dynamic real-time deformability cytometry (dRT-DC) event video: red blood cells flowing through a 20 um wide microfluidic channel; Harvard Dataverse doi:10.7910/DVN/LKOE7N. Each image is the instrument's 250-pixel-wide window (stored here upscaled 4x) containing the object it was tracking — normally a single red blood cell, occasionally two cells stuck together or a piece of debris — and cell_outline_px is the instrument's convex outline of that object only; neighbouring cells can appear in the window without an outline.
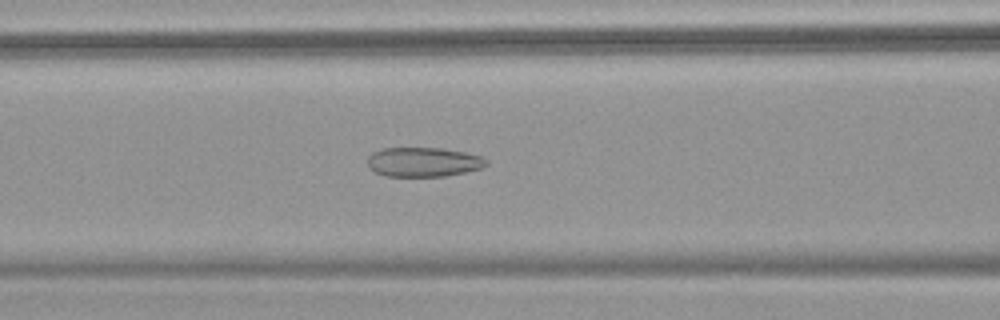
{"species": "common noctule bat (a hibernating species)", "species_latin": "Nyctalus noctula", "temperature_condition": "warm", "stored_images_in_passage": 54, "camera_frame_rate_fps": 3000, "um_per_image_px": 0.085, "animal": {"sex": "female", "body_mass_g": 18.4}, "frame": {"image": 1, "passage_image": 24, "time_ms": 7.667, "image_size_px": [1000, 320], "cell_outline_px": [[488, 164], [480, 168], [464, 172], [444, 176], [384, 176], [368, 168], [368, 156], [372, 152], [384, 148], [440, 148], [464, 152], [480, 156], [488, 160]], "centroid_in_image_um": [35.96, 13.77], "position_along_channel_um": 130.6, "area_um2": 20.29}}
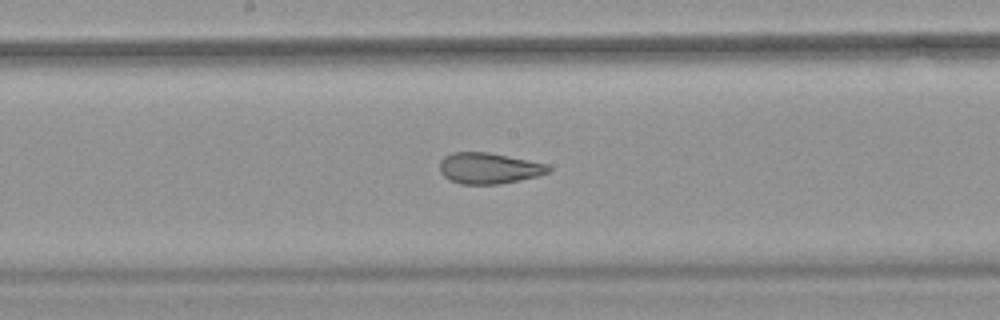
{"frame": {"image": 2, "passage_image": 30, "time_ms": 9.667, "image_size_px": [1000, 320], "cell_outline_px": [[552, 168], [548, 172], [536, 176], [520, 180], [500, 184], [460, 184], [448, 180], [440, 172], [440, 160], [444, 156], [452, 152], [488, 152], [548, 164]], "centroid_in_image_um": [41.52, 14.3], "position_along_channel_um": 206.7, "area_um2": 19.71}}
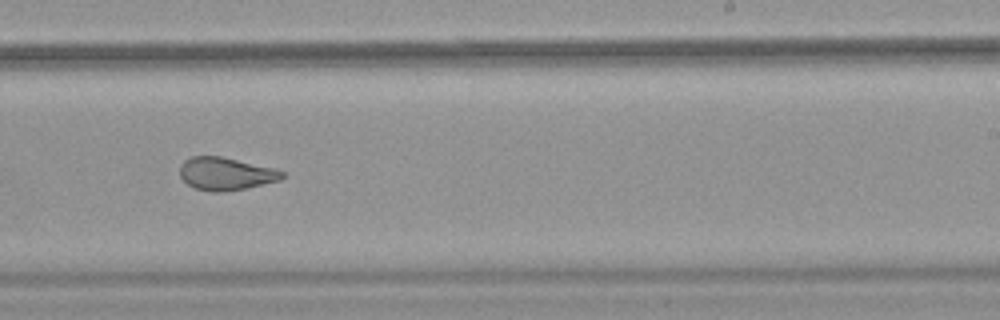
{"frame": {"image": 3, "passage_image": 35, "time_ms": 11.333, "image_size_px": [1000, 320], "cell_outline_px": [[284, 176], [280, 180], [248, 188], [224, 192], [212, 192], [196, 188], [188, 184], [180, 176], [180, 164], [184, 160], [192, 156], [220, 156], [276, 168], [284, 172]], "centroid_in_image_um": [19.21, 14.77], "position_along_channel_um": 269.8, "area_um2": 19.65}, "authors_computed_cell_mechanics": {"area_um2": 24.5072, "velocity_mm_per_s": 3.8169, "shape_relaxation_time_tau1_ms": null, "shape_relaxation_time_tau2_ms": 1.7103, "deformation_change_tau1": null, "deformation_change_tau2": 0.0871}}